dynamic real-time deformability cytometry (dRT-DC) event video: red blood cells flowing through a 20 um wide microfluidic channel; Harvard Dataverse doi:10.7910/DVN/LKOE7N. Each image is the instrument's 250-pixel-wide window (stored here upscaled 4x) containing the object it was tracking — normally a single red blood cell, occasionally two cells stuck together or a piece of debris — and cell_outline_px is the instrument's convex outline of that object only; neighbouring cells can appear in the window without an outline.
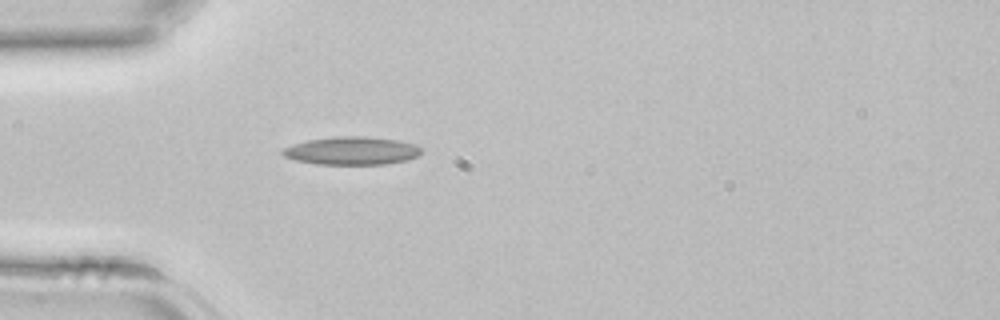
{"species": "common noctule bat (a hibernating species)", "species_latin": "Nyctalus noctula", "temperature_condition": "room temperature", "stored_images_in_passage": 31, "camera_frame_rate_fps": 3000, "um_per_image_px": 0.085, "animal": {"sex": "female", "body_mass_g": 22.7, "forearm_length_mm": 54.2}, "frame": {"image": 1, "passage_image": 1, "time_ms": 0.0, "image_size_px": [1000, 320], "cell_outline_px": [[420, 152], [416, 156], [408, 160], [388, 164], [316, 164], [296, 160], [284, 156], [280, 152], [284, 148], [292, 144], [308, 140], [336, 136], [368, 136], [400, 140], [416, 144], [420, 148]], "centroid_in_image_um": [29.91, 12.8], "position_along_channel_um": 55.1, "area_um2": 22.77}}
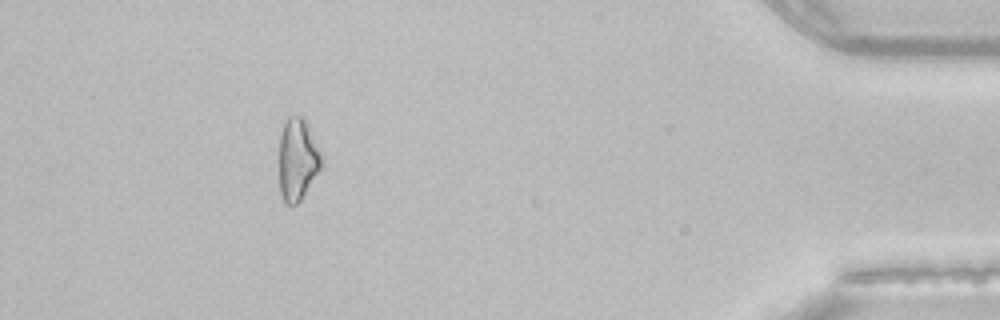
{"frame": {"image": 2, "passage_image": 27, "time_ms": 8.667, "image_size_px": [1000, 320], "cell_outline_px": [[324, 164], [300, 200], [296, 204], [284, 204], [280, 192], [280, 136], [284, 124], [288, 116], [304, 116], [324, 156]], "centroid_in_image_um": [25.33, 13.53], "position_along_channel_um": 409.9, "area_um2": 20.52}}